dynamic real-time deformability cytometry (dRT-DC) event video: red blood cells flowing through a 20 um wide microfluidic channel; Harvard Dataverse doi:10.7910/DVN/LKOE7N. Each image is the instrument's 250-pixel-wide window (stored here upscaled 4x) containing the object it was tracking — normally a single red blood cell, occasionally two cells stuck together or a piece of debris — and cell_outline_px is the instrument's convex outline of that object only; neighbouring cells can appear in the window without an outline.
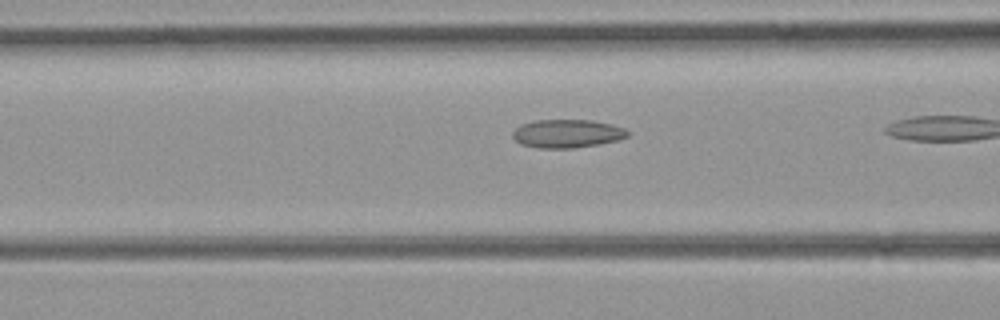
{"species": "common noctule bat (a hibernating species)", "species_latin": "Nyctalus noctula", "temperature_condition": "room temperature", "stored_images_in_passage": 26, "camera_frame_rate_fps": 3000, "um_per_image_px": 0.085, "animal": {"sex": "female", "body_mass_g": 21.9}, "frame": {"image": 1, "passage_image": 12, "time_ms": 3.667, "image_size_px": [1000, 320], "cell_outline_px": [[632, 132], [628, 136], [620, 140], [600, 144], [572, 148], [540, 148], [520, 144], [512, 136], [512, 132], [520, 124], [536, 120], [592, 120], [612, 124], [624, 128]], "centroid_in_image_um": [48.24, 11.35], "position_along_channel_um": 118.4, "area_um2": 19.19}}
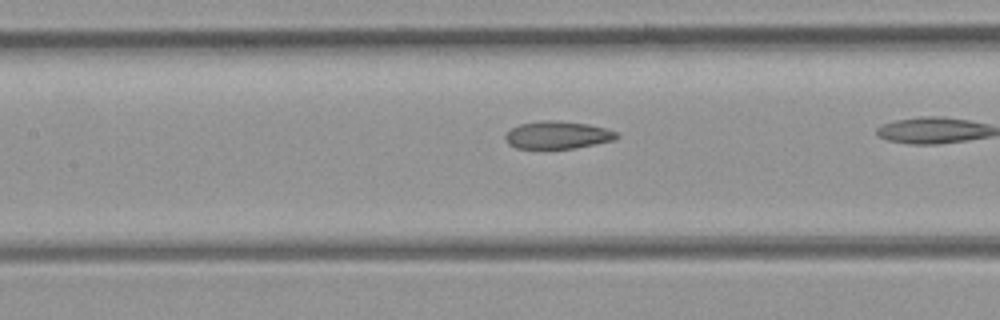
{"frame": {"image": 2, "passage_image": 15, "time_ms": 4.667, "image_size_px": [1000, 320], "cell_outline_px": [[620, 136], [616, 140], [596, 144], [572, 148], [516, 148], [508, 144], [504, 136], [512, 128], [520, 124], [540, 120], [548, 120], [588, 124], [604, 128], [616, 132]], "centroid_in_image_um": [47.4, 11.48], "position_along_channel_um": 160.0, "area_um2": 17.74}}